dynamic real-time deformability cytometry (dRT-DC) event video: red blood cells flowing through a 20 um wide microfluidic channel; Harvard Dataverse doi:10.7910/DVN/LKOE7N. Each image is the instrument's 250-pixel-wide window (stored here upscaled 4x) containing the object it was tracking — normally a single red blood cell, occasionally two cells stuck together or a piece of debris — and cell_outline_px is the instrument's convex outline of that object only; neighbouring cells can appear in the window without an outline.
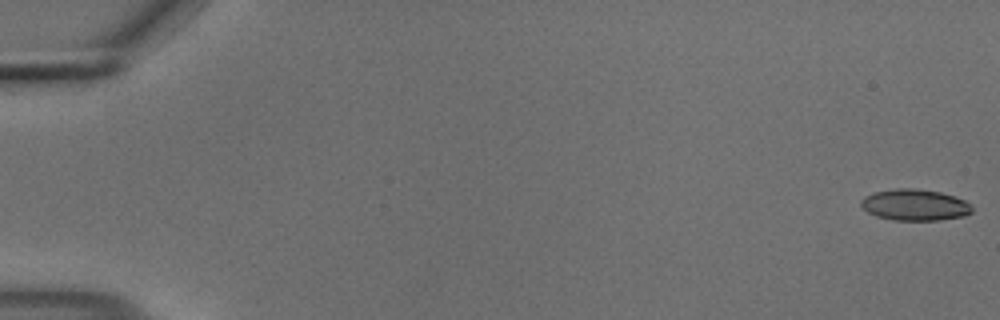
{"species": "common noctule bat (a hibernating species)", "species_latin": "Nyctalus noctula", "temperature_condition": "cold", "stored_images_in_passage": 55, "camera_frame_rate_fps": 3000, "um_per_image_px": 0.085, "animal": {"sex": "male", "body_mass_g": 18.8}, "frame": {"image": 1, "passage_image": 1, "time_ms": 0.0, "image_size_px": [1000, 320], "cell_outline_px": [[972, 212], [964, 216], [940, 220], [892, 220], [876, 216], [868, 212], [860, 204], [860, 200], [864, 196], [872, 192], [896, 188], [912, 188], [940, 192], [956, 196], [972, 204]], "centroid_in_image_um": [77.76, 17.41], "position_along_channel_um": 7.2, "area_um2": 20.46}}
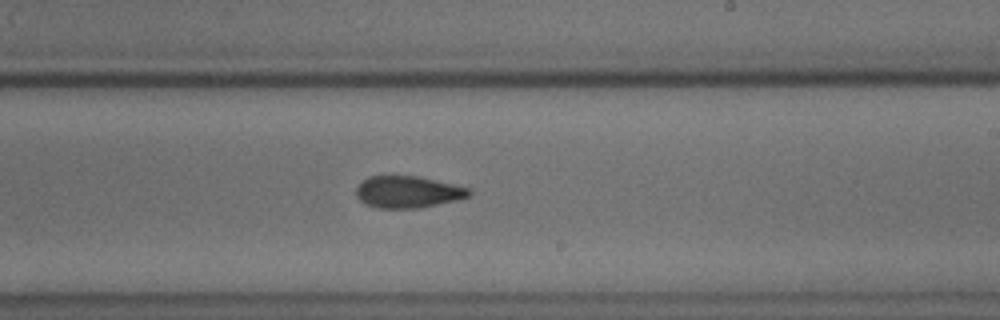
{"frame": {"image": 2, "passage_image": 34, "time_ms": 11.0, "image_size_px": [1000, 320], "cell_outline_px": [[472, 192], [468, 196], [460, 200], [420, 208], [376, 208], [364, 204], [356, 196], [356, 188], [368, 176], [416, 176], [472, 188]], "centroid_in_image_um": [34.69, 16.33], "position_along_channel_um": 254.3, "area_um2": 21.1}}
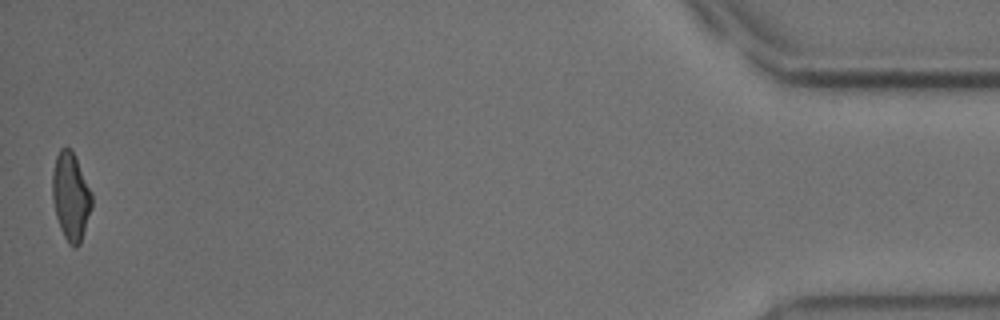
{"frame": {"image": 3, "passage_image": 55, "time_ms": 18.0, "image_size_px": [1000, 320], "cell_outline_px": [[92, 208], [80, 244], [76, 248], [72, 248], [68, 244], [60, 228], [56, 216], [52, 200], [52, 172], [56, 156], [60, 148], [68, 148], [72, 152], [92, 192]], "centroid_in_image_um": [6.01, 16.76], "position_along_channel_um": 429.2, "area_um2": 20.17}, "authors_computed_cell_mechanics": {"area_um2": 20.808, "velocity_mm_per_s": 3.7111, "shape_relaxation_time_tau1_ms": 7.3854, "shape_relaxation_time_tau2_ms": 3.7114, "deformation_change_tau1": 0.1701, "deformation_change_tau2": 0.1083}}